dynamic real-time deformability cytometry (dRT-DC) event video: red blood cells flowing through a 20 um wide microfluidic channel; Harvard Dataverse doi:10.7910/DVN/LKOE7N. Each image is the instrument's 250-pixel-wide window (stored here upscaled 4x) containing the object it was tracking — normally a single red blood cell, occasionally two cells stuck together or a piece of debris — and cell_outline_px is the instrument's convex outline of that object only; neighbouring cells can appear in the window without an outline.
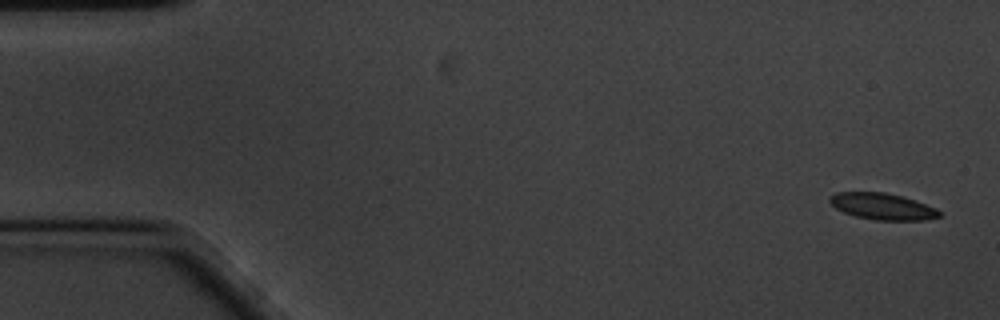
{"species": "common noctule bat (a hibernating species)", "species_latin": "Nyctalus noctula", "temperature_condition": "cold", "stored_images_in_passage": 58, "camera_frame_rate_fps": 3000, "um_per_image_px": 0.085, "animal": {"sex": "male", "body_mass_g": 20.1, "forearm_length_mm": 53.5}, "frame": {"image": 1, "passage_image": 1, "time_ms": 0.0, "image_size_px": [1000, 320], "cell_outline_px": [[940, 216], [924, 220], [876, 220], [856, 216], [844, 212], [836, 208], [828, 200], [836, 192], [884, 192], [904, 196], [916, 200], [936, 208], [940, 212]], "centroid_in_image_um": [75.03, 17.54], "position_along_channel_um": 10.0, "area_um2": 16.82}}
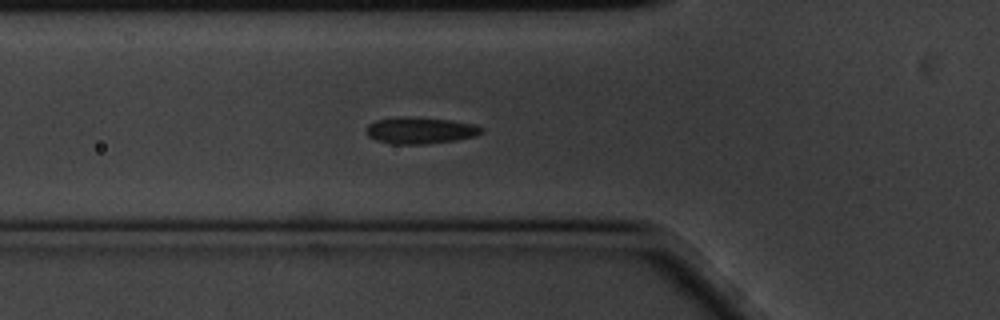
{"frame": {"image": 2, "passage_image": 19, "time_ms": 6.0, "image_size_px": [1000, 320], "cell_outline_px": [[484, 132], [476, 136], [456, 140], [428, 144], [392, 144], [376, 140], [368, 136], [364, 132], [368, 124], [376, 120], [404, 116], [408, 116], [452, 120], [476, 124], [484, 128]], "centroid_in_image_um": [35.74, 11.08], "position_along_channel_um": 90.1, "area_um2": 18.21}}
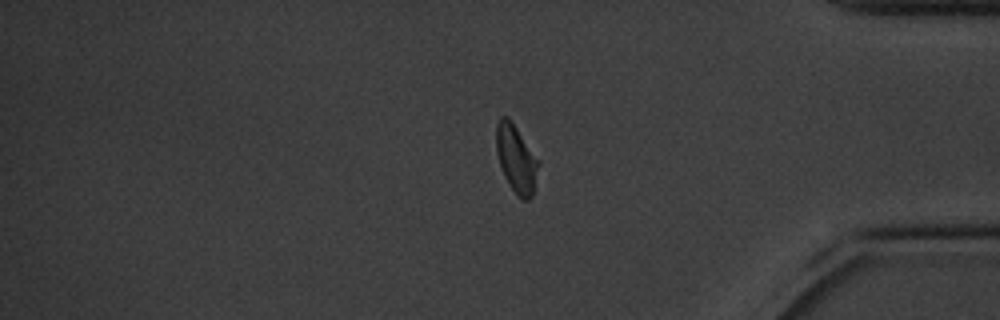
{"frame": {"image": 3, "passage_image": 48, "time_ms": 15.667, "image_size_px": [1000, 320], "cell_outline_px": [[540, 164], [532, 196], [528, 200], [520, 200], [516, 196], [508, 184], [504, 176], [496, 152], [496, 124], [500, 116], [508, 116], [540, 160]], "centroid_in_image_um": [43.89, 13.51], "position_along_channel_um": 391.3, "area_um2": 16.99}, "authors_computed_cell_mechanics": {"area_um2": 17.3111, "velocity_mm_per_s": 3.3633, "shape_relaxation_time_tau1_ms": 2.9209, "shape_relaxation_time_tau2_ms": 1.7824, "deformation_change_tau1": 0.0801, "deformation_change_tau2": 0.0545}}